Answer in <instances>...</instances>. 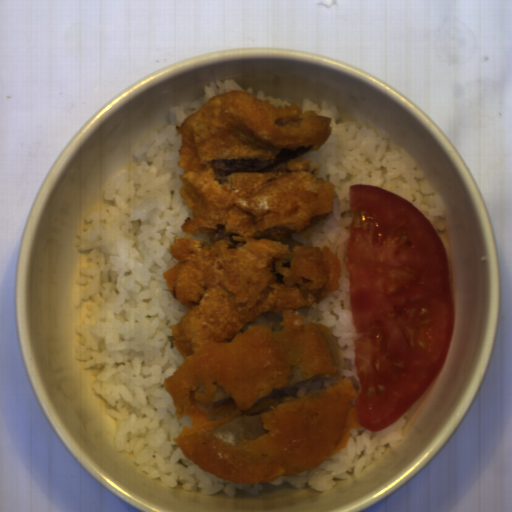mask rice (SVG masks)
<instances>
[{
	"label": "rice",
	"mask_w": 512,
	"mask_h": 512,
	"mask_svg": "<svg viewBox=\"0 0 512 512\" xmlns=\"http://www.w3.org/2000/svg\"><path fill=\"white\" fill-rule=\"evenodd\" d=\"M204 83L202 97L180 101L169 110V127L142 138L130 166L120 169L104 190V206L86 216L85 230L74 232V250L91 251L87 268L79 269L72 308L84 300V320L74 359L91 369L92 390L112 406L106 416L115 419L117 452L133 454L140 471L159 477L165 486L206 496L237 490L253 497L264 483H235L202 471L175 441L189 416L180 418L165 380L186 361L172 342L170 326L178 324L190 307L171 293L163 273L180 260L173 258L174 237L186 238L182 225L192 208L182 196L176 165L182 145L184 118L194 114L210 97L243 91L271 101L278 108L297 104L303 111H317L330 118L332 132L319 151H307L295 160L321 164L319 176L334 183L333 207L315 227L310 240L291 237L305 246H328L339 257L341 282L337 292L319 304L294 310L308 325L315 322L333 333L342 357L341 378H321L261 401L301 396L349 379L360 391L355 321L347 239L350 223V186L376 185L402 196L424 213L442 241L449 262L450 244L446 209L418 161L393 143L385 128L355 120L337 104L324 99L285 100L244 87L235 79ZM260 402V401H259Z\"/></svg>",
	"instance_id": "652b925c"
},
{
	"label": "rice",
	"mask_w": 512,
	"mask_h": 512,
	"mask_svg": "<svg viewBox=\"0 0 512 512\" xmlns=\"http://www.w3.org/2000/svg\"><path fill=\"white\" fill-rule=\"evenodd\" d=\"M408 411L382 431L373 432L348 428L350 435L346 447L331 457H326L317 467L298 476H279L271 484L285 481L294 488L306 485L315 491L337 489L336 479L354 480L381 459L387 444L402 439L403 425Z\"/></svg>",
	"instance_id": "023b6e5f"
}]
</instances>
